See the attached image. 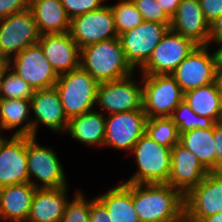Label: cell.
I'll return each mask as SVG.
<instances>
[{"mask_svg": "<svg viewBox=\"0 0 222 222\" xmlns=\"http://www.w3.org/2000/svg\"><path fill=\"white\" fill-rule=\"evenodd\" d=\"M132 199L140 222H181L184 195L168 184H134Z\"/></svg>", "mask_w": 222, "mask_h": 222, "instance_id": "cell-1", "label": "cell"}, {"mask_svg": "<svg viewBox=\"0 0 222 222\" xmlns=\"http://www.w3.org/2000/svg\"><path fill=\"white\" fill-rule=\"evenodd\" d=\"M80 66L98 83L119 80L136 72L125 58L119 38L81 48Z\"/></svg>", "mask_w": 222, "mask_h": 222, "instance_id": "cell-2", "label": "cell"}, {"mask_svg": "<svg viewBox=\"0 0 222 222\" xmlns=\"http://www.w3.org/2000/svg\"><path fill=\"white\" fill-rule=\"evenodd\" d=\"M130 154H133L137 169L125 183H167L171 173V148L158 144L144 134L134 145Z\"/></svg>", "mask_w": 222, "mask_h": 222, "instance_id": "cell-3", "label": "cell"}, {"mask_svg": "<svg viewBox=\"0 0 222 222\" xmlns=\"http://www.w3.org/2000/svg\"><path fill=\"white\" fill-rule=\"evenodd\" d=\"M98 84L81 66L59 75L54 87L69 120L94 110Z\"/></svg>", "mask_w": 222, "mask_h": 222, "instance_id": "cell-4", "label": "cell"}, {"mask_svg": "<svg viewBox=\"0 0 222 222\" xmlns=\"http://www.w3.org/2000/svg\"><path fill=\"white\" fill-rule=\"evenodd\" d=\"M135 74L133 73L131 76L119 80L98 84L96 105H99V109H102L100 111H103V114H105L104 111L107 112V115H110L143 110L142 75H140V80H137Z\"/></svg>", "mask_w": 222, "mask_h": 222, "instance_id": "cell-5", "label": "cell"}, {"mask_svg": "<svg viewBox=\"0 0 222 222\" xmlns=\"http://www.w3.org/2000/svg\"><path fill=\"white\" fill-rule=\"evenodd\" d=\"M27 166L29 182L35 188L69 186L65 171L55 150L52 147L40 145L36 141V137L27 136Z\"/></svg>", "mask_w": 222, "mask_h": 222, "instance_id": "cell-6", "label": "cell"}, {"mask_svg": "<svg viewBox=\"0 0 222 222\" xmlns=\"http://www.w3.org/2000/svg\"><path fill=\"white\" fill-rule=\"evenodd\" d=\"M143 110L149 118L171 117L184 92L171 75L142 76Z\"/></svg>", "mask_w": 222, "mask_h": 222, "instance_id": "cell-7", "label": "cell"}, {"mask_svg": "<svg viewBox=\"0 0 222 222\" xmlns=\"http://www.w3.org/2000/svg\"><path fill=\"white\" fill-rule=\"evenodd\" d=\"M40 34L30 8L0 19V56L9 61L26 47L38 44Z\"/></svg>", "mask_w": 222, "mask_h": 222, "instance_id": "cell-8", "label": "cell"}, {"mask_svg": "<svg viewBox=\"0 0 222 222\" xmlns=\"http://www.w3.org/2000/svg\"><path fill=\"white\" fill-rule=\"evenodd\" d=\"M170 26L171 24L143 21L119 35L125 58L134 70H140L148 62Z\"/></svg>", "mask_w": 222, "mask_h": 222, "instance_id": "cell-9", "label": "cell"}, {"mask_svg": "<svg viewBox=\"0 0 222 222\" xmlns=\"http://www.w3.org/2000/svg\"><path fill=\"white\" fill-rule=\"evenodd\" d=\"M222 212V171L208 172L204 179L184 195V219L200 222Z\"/></svg>", "mask_w": 222, "mask_h": 222, "instance_id": "cell-10", "label": "cell"}, {"mask_svg": "<svg viewBox=\"0 0 222 222\" xmlns=\"http://www.w3.org/2000/svg\"><path fill=\"white\" fill-rule=\"evenodd\" d=\"M197 47L191 39L171 28L153 50L148 62L140 69L142 76L171 75L177 66Z\"/></svg>", "mask_w": 222, "mask_h": 222, "instance_id": "cell-11", "label": "cell"}, {"mask_svg": "<svg viewBox=\"0 0 222 222\" xmlns=\"http://www.w3.org/2000/svg\"><path fill=\"white\" fill-rule=\"evenodd\" d=\"M8 67L28 83L33 90L55 86L59 75L44 55L39 44L26 47L8 61Z\"/></svg>", "mask_w": 222, "mask_h": 222, "instance_id": "cell-12", "label": "cell"}, {"mask_svg": "<svg viewBox=\"0 0 222 222\" xmlns=\"http://www.w3.org/2000/svg\"><path fill=\"white\" fill-rule=\"evenodd\" d=\"M210 45L197 47L177 66L171 76L185 93L217 80L216 58Z\"/></svg>", "mask_w": 222, "mask_h": 222, "instance_id": "cell-13", "label": "cell"}, {"mask_svg": "<svg viewBox=\"0 0 222 222\" xmlns=\"http://www.w3.org/2000/svg\"><path fill=\"white\" fill-rule=\"evenodd\" d=\"M69 33L80 49L119 37L115 28L114 15L109 4L98 10L73 18L70 22Z\"/></svg>", "mask_w": 222, "mask_h": 222, "instance_id": "cell-14", "label": "cell"}, {"mask_svg": "<svg viewBox=\"0 0 222 222\" xmlns=\"http://www.w3.org/2000/svg\"><path fill=\"white\" fill-rule=\"evenodd\" d=\"M147 116L144 110L106 115L104 146L131 152L145 134Z\"/></svg>", "mask_w": 222, "mask_h": 222, "instance_id": "cell-15", "label": "cell"}, {"mask_svg": "<svg viewBox=\"0 0 222 222\" xmlns=\"http://www.w3.org/2000/svg\"><path fill=\"white\" fill-rule=\"evenodd\" d=\"M31 102L32 137H37L40 124L54 133H65L68 127L67 118L59 94L55 87L34 90Z\"/></svg>", "mask_w": 222, "mask_h": 222, "instance_id": "cell-16", "label": "cell"}, {"mask_svg": "<svg viewBox=\"0 0 222 222\" xmlns=\"http://www.w3.org/2000/svg\"><path fill=\"white\" fill-rule=\"evenodd\" d=\"M29 182L27 136L4 137L0 141V188Z\"/></svg>", "mask_w": 222, "mask_h": 222, "instance_id": "cell-17", "label": "cell"}, {"mask_svg": "<svg viewBox=\"0 0 222 222\" xmlns=\"http://www.w3.org/2000/svg\"><path fill=\"white\" fill-rule=\"evenodd\" d=\"M38 44L58 75L80 67L81 49L69 32L40 35Z\"/></svg>", "mask_w": 222, "mask_h": 222, "instance_id": "cell-18", "label": "cell"}, {"mask_svg": "<svg viewBox=\"0 0 222 222\" xmlns=\"http://www.w3.org/2000/svg\"><path fill=\"white\" fill-rule=\"evenodd\" d=\"M208 172L190 150L177 143L172 148L171 173L166 184L185 195L197 186Z\"/></svg>", "mask_w": 222, "mask_h": 222, "instance_id": "cell-19", "label": "cell"}, {"mask_svg": "<svg viewBox=\"0 0 222 222\" xmlns=\"http://www.w3.org/2000/svg\"><path fill=\"white\" fill-rule=\"evenodd\" d=\"M170 28L197 45H208L210 24L205 19L199 0H180Z\"/></svg>", "mask_w": 222, "mask_h": 222, "instance_id": "cell-20", "label": "cell"}, {"mask_svg": "<svg viewBox=\"0 0 222 222\" xmlns=\"http://www.w3.org/2000/svg\"><path fill=\"white\" fill-rule=\"evenodd\" d=\"M69 188H37L26 222H60L63 218L68 200Z\"/></svg>", "mask_w": 222, "mask_h": 222, "instance_id": "cell-21", "label": "cell"}, {"mask_svg": "<svg viewBox=\"0 0 222 222\" xmlns=\"http://www.w3.org/2000/svg\"><path fill=\"white\" fill-rule=\"evenodd\" d=\"M37 188L30 182L0 188V220L26 222Z\"/></svg>", "mask_w": 222, "mask_h": 222, "instance_id": "cell-22", "label": "cell"}, {"mask_svg": "<svg viewBox=\"0 0 222 222\" xmlns=\"http://www.w3.org/2000/svg\"><path fill=\"white\" fill-rule=\"evenodd\" d=\"M106 132V115L91 110L69 120L66 134L84 146H104Z\"/></svg>", "mask_w": 222, "mask_h": 222, "instance_id": "cell-23", "label": "cell"}, {"mask_svg": "<svg viewBox=\"0 0 222 222\" xmlns=\"http://www.w3.org/2000/svg\"><path fill=\"white\" fill-rule=\"evenodd\" d=\"M31 9L40 35L66 33L70 22L61 0H30Z\"/></svg>", "mask_w": 222, "mask_h": 222, "instance_id": "cell-24", "label": "cell"}, {"mask_svg": "<svg viewBox=\"0 0 222 222\" xmlns=\"http://www.w3.org/2000/svg\"><path fill=\"white\" fill-rule=\"evenodd\" d=\"M96 198L109 212L111 222H140L132 199V183L121 182Z\"/></svg>", "mask_w": 222, "mask_h": 222, "instance_id": "cell-25", "label": "cell"}, {"mask_svg": "<svg viewBox=\"0 0 222 222\" xmlns=\"http://www.w3.org/2000/svg\"><path fill=\"white\" fill-rule=\"evenodd\" d=\"M30 113V100L0 99V132L17 128L12 136L32 137V117H30L32 114Z\"/></svg>", "mask_w": 222, "mask_h": 222, "instance_id": "cell-26", "label": "cell"}, {"mask_svg": "<svg viewBox=\"0 0 222 222\" xmlns=\"http://www.w3.org/2000/svg\"><path fill=\"white\" fill-rule=\"evenodd\" d=\"M184 101L197 115L206 116L215 123L222 121V92L217 80L185 92Z\"/></svg>", "mask_w": 222, "mask_h": 222, "instance_id": "cell-27", "label": "cell"}, {"mask_svg": "<svg viewBox=\"0 0 222 222\" xmlns=\"http://www.w3.org/2000/svg\"><path fill=\"white\" fill-rule=\"evenodd\" d=\"M179 143L190 150L209 171H216L214 126L211 129H193L180 134Z\"/></svg>", "mask_w": 222, "mask_h": 222, "instance_id": "cell-28", "label": "cell"}, {"mask_svg": "<svg viewBox=\"0 0 222 222\" xmlns=\"http://www.w3.org/2000/svg\"><path fill=\"white\" fill-rule=\"evenodd\" d=\"M145 134L158 144L171 149L179 143L180 138L178 128L170 117L147 119Z\"/></svg>", "mask_w": 222, "mask_h": 222, "instance_id": "cell-29", "label": "cell"}, {"mask_svg": "<svg viewBox=\"0 0 222 222\" xmlns=\"http://www.w3.org/2000/svg\"><path fill=\"white\" fill-rule=\"evenodd\" d=\"M170 118L179 134L193 129H211L215 124L212 119L194 113L184 100L174 109Z\"/></svg>", "mask_w": 222, "mask_h": 222, "instance_id": "cell-30", "label": "cell"}, {"mask_svg": "<svg viewBox=\"0 0 222 222\" xmlns=\"http://www.w3.org/2000/svg\"><path fill=\"white\" fill-rule=\"evenodd\" d=\"M34 90L20 76L7 67L0 78V99L31 100Z\"/></svg>", "mask_w": 222, "mask_h": 222, "instance_id": "cell-31", "label": "cell"}, {"mask_svg": "<svg viewBox=\"0 0 222 222\" xmlns=\"http://www.w3.org/2000/svg\"><path fill=\"white\" fill-rule=\"evenodd\" d=\"M115 21L118 36L138 26L144 20L140 11L132 0H120L110 5Z\"/></svg>", "mask_w": 222, "mask_h": 222, "instance_id": "cell-32", "label": "cell"}, {"mask_svg": "<svg viewBox=\"0 0 222 222\" xmlns=\"http://www.w3.org/2000/svg\"><path fill=\"white\" fill-rule=\"evenodd\" d=\"M90 199H86L83 192H76L69 201L60 222H89Z\"/></svg>", "mask_w": 222, "mask_h": 222, "instance_id": "cell-33", "label": "cell"}, {"mask_svg": "<svg viewBox=\"0 0 222 222\" xmlns=\"http://www.w3.org/2000/svg\"><path fill=\"white\" fill-rule=\"evenodd\" d=\"M144 21L171 24L172 19L165 13L156 0H132Z\"/></svg>", "mask_w": 222, "mask_h": 222, "instance_id": "cell-34", "label": "cell"}, {"mask_svg": "<svg viewBox=\"0 0 222 222\" xmlns=\"http://www.w3.org/2000/svg\"><path fill=\"white\" fill-rule=\"evenodd\" d=\"M105 0H61V4L70 20L82 14L95 11L103 7Z\"/></svg>", "mask_w": 222, "mask_h": 222, "instance_id": "cell-35", "label": "cell"}, {"mask_svg": "<svg viewBox=\"0 0 222 222\" xmlns=\"http://www.w3.org/2000/svg\"><path fill=\"white\" fill-rule=\"evenodd\" d=\"M30 0H0V19L29 8Z\"/></svg>", "mask_w": 222, "mask_h": 222, "instance_id": "cell-36", "label": "cell"}, {"mask_svg": "<svg viewBox=\"0 0 222 222\" xmlns=\"http://www.w3.org/2000/svg\"><path fill=\"white\" fill-rule=\"evenodd\" d=\"M205 19L211 24L222 14V0H199Z\"/></svg>", "mask_w": 222, "mask_h": 222, "instance_id": "cell-37", "label": "cell"}, {"mask_svg": "<svg viewBox=\"0 0 222 222\" xmlns=\"http://www.w3.org/2000/svg\"><path fill=\"white\" fill-rule=\"evenodd\" d=\"M89 222H111L109 212L96 197L90 199Z\"/></svg>", "mask_w": 222, "mask_h": 222, "instance_id": "cell-38", "label": "cell"}, {"mask_svg": "<svg viewBox=\"0 0 222 222\" xmlns=\"http://www.w3.org/2000/svg\"><path fill=\"white\" fill-rule=\"evenodd\" d=\"M216 171H222V121L214 124Z\"/></svg>", "mask_w": 222, "mask_h": 222, "instance_id": "cell-39", "label": "cell"}, {"mask_svg": "<svg viewBox=\"0 0 222 222\" xmlns=\"http://www.w3.org/2000/svg\"><path fill=\"white\" fill-rule=\"evenodd\" d=\"M222 42V14L210 24L208 45Z\"/></svg>", "mask_w": 222, "mask_h": 222, "instance_id": "cell-40", "label": "cell"}, {"mask_svg": "<svg viewBox=\"0 0 222 222\" xmlns=\"http://www.w3.org/2000/svg\"><path fill=\"white\" fill-rule=\"evenodd\" d=\"M165 13L172 19L177 12L180 0H156Z\"/></svg>", "mask_w": 222, "mask_h": 222, "instance_id": "cell-41", "label": "cell"}, {"mask_svg": "<svg viewBox=\"0 0 222 222\" xmlns=\"http://www.w3.org/2000/svg\"><path fill=\"white\" fill-rule=\"evenodd\" d=\"M218 47L215 51V58H216V70H222V42L215 43Z\"/></svg>", "mask_w": 222, "mask_h": 222, "instance_id": "cell-42", "label": "cell"}, {"mask_svg": "<svg viewBox=\"0 0 222 222\" xmlns=\"http://www.w3.org/2000/svg\"><path fill=\"white\" fill-rule=\"evenodd\" d=\"M200 222H222V212L207 216Z\"/></svg>", "mask_w": 222, "mask_h": 222, "instance_id": "cell-43", "label": "cell"}, {"mask_svg": "<svg viewBox=\"0 0 222 222\" xmlns=\"http://www.w3.org/2000/svg\"><path fill=\"white\" fill-rule=\"evenodd\" d=\"M7 67H8V61L4 57L0 56V78H1V76L3 74V71Z\"/></svg>", "mask_w": 222, "mask_h": 222, "instance_id": "cell-44", "label": "cell"}, {"mask_svg": "<svg viewBox=\"0 0 222 222\" xmlns=\"http://www.w3.org/2000/svg\"><path fill=\"white\" fill-rule=\"evenodd\" d=\"M217 81L222 92V70H217Z\"/></svg>", "mask_w": 222, "mask_h": 222, "instance_id": "cell-45", "label": "cell"}, {"mask_svg": "<svg viewBox=\"0 0 222 222\" xmlns=\"http://www.w3.org/2000/svg\"><path fill=\"white\" fill-rule=\"evenodd\" d=\"M2 132H0V141L5 137L4 134L1 135Z\"/></svg>", "mask_w": 222, "mask_h": 222, "instance_id": "cell-46", "label": "cell"}]
</instances>
